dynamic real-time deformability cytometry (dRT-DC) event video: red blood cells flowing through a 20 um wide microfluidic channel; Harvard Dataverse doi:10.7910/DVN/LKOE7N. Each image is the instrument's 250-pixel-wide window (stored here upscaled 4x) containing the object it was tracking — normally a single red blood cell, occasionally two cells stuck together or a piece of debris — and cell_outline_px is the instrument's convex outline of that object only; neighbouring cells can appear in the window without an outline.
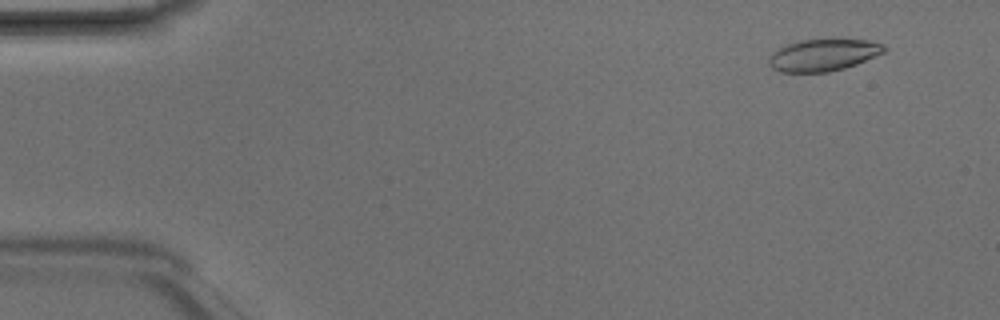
{"species": "Egyptian fruit bat (a non-hibernating species)", "species_latin": "Rousettus aegyptiacus", "temperature_condition": "room temperature", "stored_images_in_passage": 4, "camera_frame_rate_fps": 3000, "um_per_image_px": 0.085, "animal": {"sex": "male"}, "frame": {"image": 1, "passage_image": 1, "time_ms": 0.0, "image_size_px": [1000, 320], "cell_outline_px": [[888, 48], [884, 52], [876, 56], [856, 64], [844, 68], [828, 72], [780, 72], [772, 68], [768, 64], [768, 60], [772, 52], [776, 48], [784, 44], [800, 40], [832, 36], [840, 36], [868, 40], [884, 44]], "centroid_in_image_um": [69.99, 4.61], "position_along_channel_um": 15.0, "area_um2": 22.66}}